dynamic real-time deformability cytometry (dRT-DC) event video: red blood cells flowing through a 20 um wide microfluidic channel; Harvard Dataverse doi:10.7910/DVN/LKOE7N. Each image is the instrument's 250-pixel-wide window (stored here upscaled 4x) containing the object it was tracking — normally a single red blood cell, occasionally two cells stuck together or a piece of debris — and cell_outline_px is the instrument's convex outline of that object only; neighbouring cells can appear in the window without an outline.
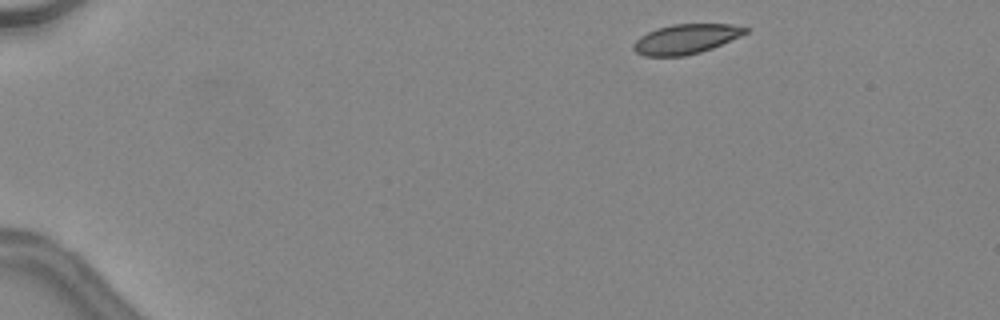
{"species": "common noctule bat (a hibernating species)", "species_latin": "Nyctalus noctula", "temperature_condition": "warm", "stored_images_in_passage": 41, "camera_frame_rate_fps": 3000, "um_per_image_px": 0.085, "animal": {"sex": "female", "body_mass_g": 24.6, "forearm_length_mm": 56.2}, "frame": {"image": 1, "passage_image": 2, "time_ms": 0.333, "image_size_px": [1000, 320], "cell_outline_px": [[748, 32], [740, 36], [712, 48], [700, 52], [684, 56], [644, 56], [636, 52], [632, 48], [632, 44], [640, 36], [656, 28], [672, 24], [732, 24], [748, 28]], "centroid_in_image_um": [58.27, 3.31], "position_along_channel_um": 26.7, "area_um2": 19.36}}
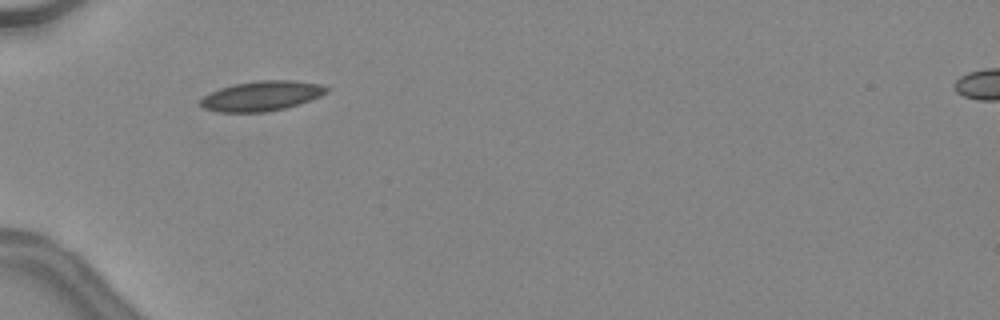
{"frame": {"image": 2, "passage_image": 11, "time_ms": 3.333, "image_size_px": [1000, 320], "cell_outline_px": [[328, 92], [320, 96], [300, 104], [284, 108], [264, 112], [216, 112], [204, 108], [200, 104], [200, 100], [204, 96], [220, 88], [236, 84], [260, 80], [292, 80], [320, 84], [328, 88]], "centroid_in_image_um": [22.25, 8.16], "position_along_channel_um": 62.8, "area_um2": 21.79}}
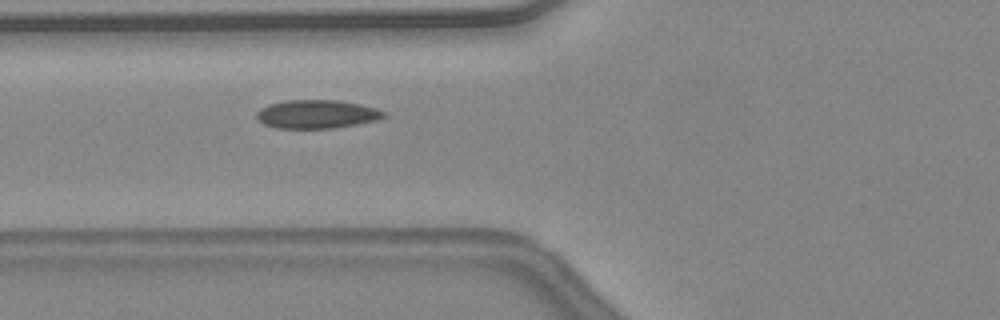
{"frame": {"image": 3, "passage_image": 14, "time_ms": 4.333, "image_size_px": [1000, 320], "cell_outline_px": [[384, 116], [376, 120], [356, 124], [332, 128], [276, 128], [264, 124], [256, 116], [256, 112], [260, 108], [284, 100], [336, 100], [376, 108], [384, 112]], "centroid_in_image_um": [26.88, 9.7], "position_along_channel_um": 98.9, "area_um2": 20.75}, "authors_computed_cell_mechanics": {"area_um2": 20.3456, "velocity_mm_per_s": 4.5233, "shape_relaxation_time_tau1_ms": 5.7009, "shape_relaxation_time_tau2_ms": 1.9661, "deformation_change_tau1": 0.1412, "deformation_change_tau2": 0.0581}}